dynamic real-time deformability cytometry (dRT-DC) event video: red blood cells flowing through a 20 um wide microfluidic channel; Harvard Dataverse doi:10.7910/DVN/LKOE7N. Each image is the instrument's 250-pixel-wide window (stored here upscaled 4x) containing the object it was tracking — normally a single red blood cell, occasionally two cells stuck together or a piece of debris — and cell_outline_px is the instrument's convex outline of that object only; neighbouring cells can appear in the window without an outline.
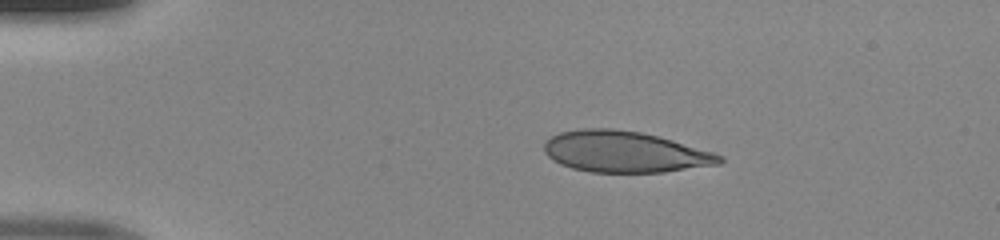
{"species": "human", "species_latin": "Homo sapiens", "temperature_condition": "room temperature", "stored_images_in_passage": 40, "camera_frame_rate_fps": 3000, "um_per_image_px": 0.085, "donor": {"sex": "male"}, "frame": {"image": 1, "passage_image": 1, "time_ms": 0.0, "image_size_px": [1000, 240], "cell_outline_px": [[724, 160], [720, 164], [664, 172], [592, 172], [572, 168], [560, 164], [552, 160], [544, 152], [544, 140], [560, 132], [580, 128], [612, 128], [640, 132], [672, 140], [712, 152], [724, 156]], "centroid_in_image_um": [53.07, 12.9], "position_along_channel_um": 31.9, "area_um2": 42.08}}
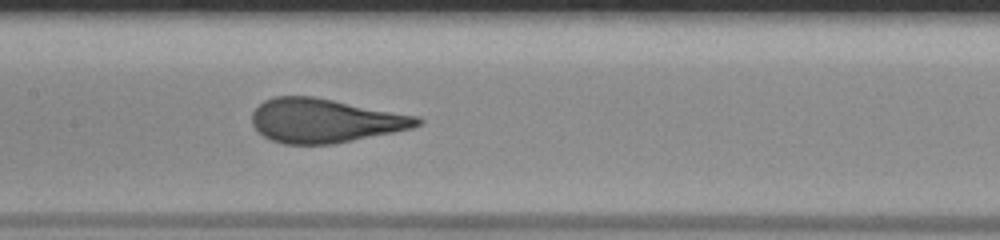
{"frame": {"image": 2, "passage_image": 16, "time_ms": 5.0, "image_size_px": [1000, 240], "cell_outline_px": [[424, 120], [420, 124], [412, 128], [332, 144], [284, 144], [272, 140], [264, 136], [252, 124], [252, 112], [264, 100], [276, 96], [312, 96], [420, 116]], "centroid_in_image_um": [27.62, 10.24], "position_along_channel_um": 179.8, "area_um2": 42.14}}
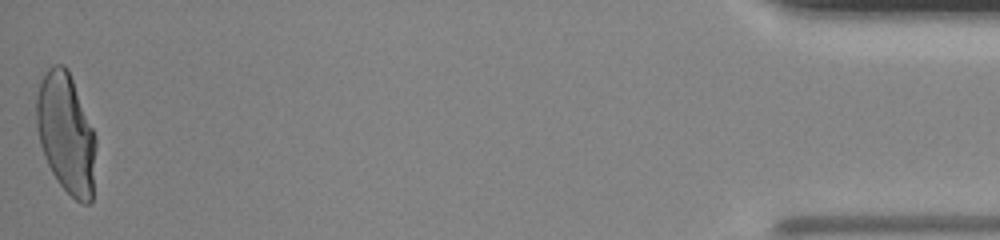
{"frame": {"image": 3, "passage_image": 40, "time_ms": 13.0, "image_size_px": [1000, 240], "cell_outline_px": [[96, 144], [92, 200], [88, 204], [84, 204], [76, 200], [56, 180], [44, 156], [40, 144], [36, 128], [36, 96], [40, 80], [48, 68], [52, 64], [64, 64], [68, 68], [96, 136]], "centroid_in_image_um": [5.61, 11.3], "position_along_channel_um": 429.6, "area_um2": 41.85}}